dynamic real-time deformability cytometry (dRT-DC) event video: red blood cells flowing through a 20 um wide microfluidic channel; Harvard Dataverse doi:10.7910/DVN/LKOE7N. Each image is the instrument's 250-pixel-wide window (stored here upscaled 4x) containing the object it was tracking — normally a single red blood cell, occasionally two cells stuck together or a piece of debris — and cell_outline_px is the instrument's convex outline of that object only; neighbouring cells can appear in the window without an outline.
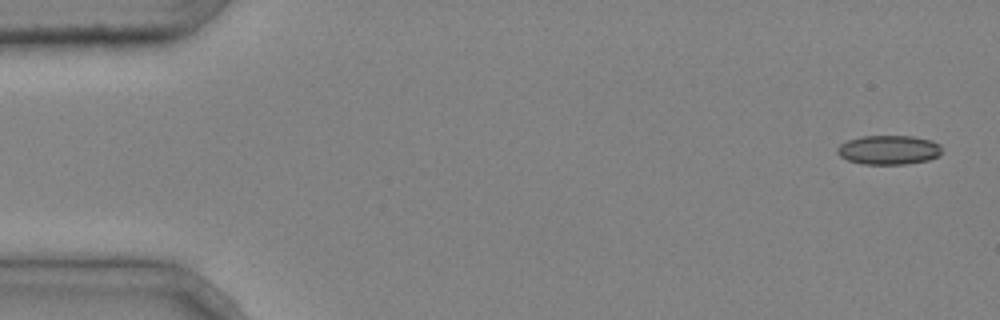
{"species": "common noctule bat (a hibernating species)", "species_latin": "Nyctalus noctula", "temperature_condition": "cold", "stored_images_in_passage": 5, "camera_frame_rate_fps": 3000, "um_per_image_px": 0.085, "animal": {"sex": "male", "body_mass_g": 20.4}, "frame": {"image": 1, "passage_image": 1, "time_ms": 0.0, "image_size_px": [1000, 320], "cell_outline_px": [[944, 152], [940, 156], [928, 160], [904, 164], [864, 164], [848, 160], [840, 156], [836, 152], [836, 148], [840, 144], [848, 140], [860, 136], [912, 136], [932, 140], [940, 144]], "centroid_in_image_um": [75.58, 12.73], "position_along_channel_um": 9.4, "area_um2": 18.03}}
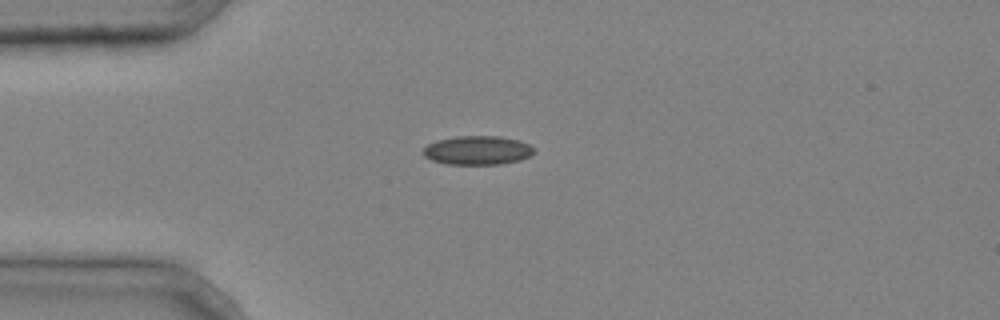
{"frame": {"image": 2, "passage_image": 4, "time_ms": 1.0, "image_size_px": [1000, 320], "cell_outline_px": [[536, 152], [520, 160], [500, 164], [444, 164], [432, 160], [424, 156], [420, 152], [428, 144], [436, 140], [456, 136], [500, 136], [520, 140], [528, 144]], "centroid_in_image_um": [40.55, 12.77], "position_along_channel_um": 44.4, "area_um2": 18.79}}